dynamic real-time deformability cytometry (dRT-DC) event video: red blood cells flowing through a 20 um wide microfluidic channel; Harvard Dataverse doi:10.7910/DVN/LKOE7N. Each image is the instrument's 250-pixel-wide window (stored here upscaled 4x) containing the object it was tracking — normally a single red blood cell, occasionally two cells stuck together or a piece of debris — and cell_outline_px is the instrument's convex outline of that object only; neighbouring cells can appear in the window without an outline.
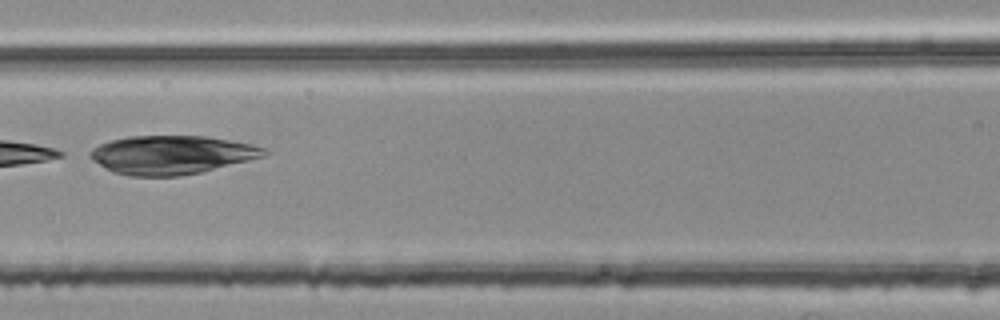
{"species": "common noctule bat (a hibernating species)", "species_latin": "Nyctalus noctula", "temperature_condition": "room temperature", "stored_images_in_passage": 6, "camera_frame_rate_fps": 3000, "um_per_image_px": 0.085, "animal": {"sex": "female", "body_mass_g": 25.1}, "frame": {"image": 1, "passage_image": 6, "time_ms": 1.667, "image_size_px": [1000, 320], "cell_outline_px": [[268, 152], [264, 156], [200, 172], [180, 176], [128, 176], [112, 172], [92, 160], [88, 156], [88, 152], [92, 148], [100, 144], [112, 140], [128, 136], [204, 136], [252, 144], [268, 148]], "centroid_in_image_um": [14.55, 13.16], "position_along_channel_um": 152.1, "area_um2": 39.07}}